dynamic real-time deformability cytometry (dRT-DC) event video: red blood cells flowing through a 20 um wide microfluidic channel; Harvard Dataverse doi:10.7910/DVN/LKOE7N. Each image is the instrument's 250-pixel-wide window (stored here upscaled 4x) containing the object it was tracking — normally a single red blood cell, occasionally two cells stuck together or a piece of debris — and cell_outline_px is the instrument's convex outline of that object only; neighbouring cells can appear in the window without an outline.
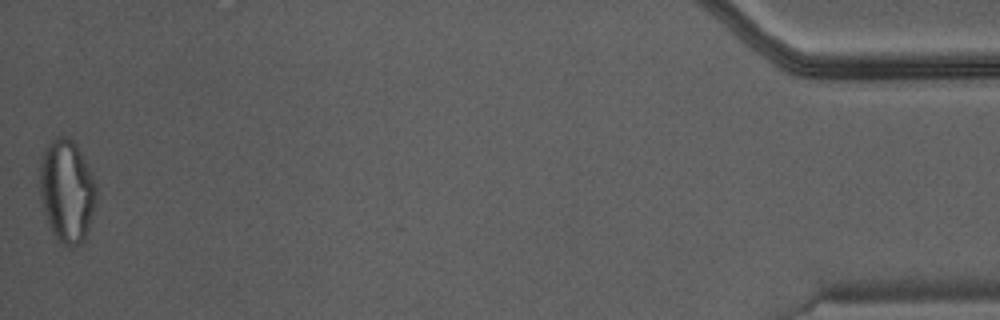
{"species": "Egyptian fruit bat (a non-hibernating species)", "species_latin": "Rousettus aegyptiacus", "temperature_condition": "warm", "stored_images_in_passage": 46, "camera_frame_rate_fps": 3000, "um_per_image_px": 0.085, "animal": {"sex": "male"}, "frame": {"image": 1, "passage_image": 46, "time_ms": 15.0, "image_size_px": [1000, 320], "cell_outline_px": [[96, 200], [88, 228], [84, 240], [72, 248], [60, 244], [52, 232], [48, 224], [40, 200], [40, 156], [48, 144], [56, 136], [64, 136], [72, 140], [76, 144], [96, 184]], "centroid_in_image_um": [5.65, 16.25], "position_along_channel_um": 429.5, "area_um2": 33.81}}